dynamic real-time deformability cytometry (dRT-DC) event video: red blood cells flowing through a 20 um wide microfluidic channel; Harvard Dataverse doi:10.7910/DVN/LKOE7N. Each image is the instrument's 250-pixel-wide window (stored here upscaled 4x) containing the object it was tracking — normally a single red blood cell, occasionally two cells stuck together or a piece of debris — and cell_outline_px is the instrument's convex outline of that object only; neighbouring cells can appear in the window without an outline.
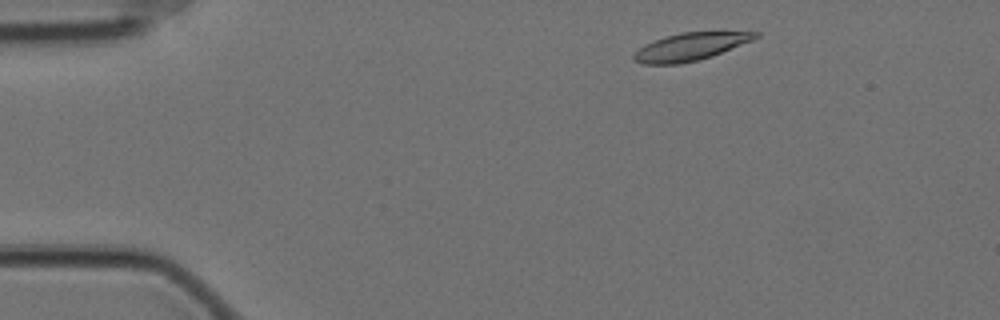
{"species": "Egyptian fruit bat (a non-hibernating species)", "species_latin": "Rousettus aegyptiacus", "temperature_condition": "cold", "stored_images_in_passage": 53, "camera_frame_rate_fps": 3000, "um_per_image_px": 0.085, "animal": {"sex": "female"}, "frame": {"image": 1, "passage_image": 4, "time_ms": 1.0, "image_size_px": [1000, 320], "cell_outline_px": [[760, 36], [752, 40], [712, 56], [700, 60], [680, 64], [644, 64], [632, 60], [632, 56], [644, 44], [664, 36], [680, 32], [760, 32]], "centroid_in_image_um": [58.64, 3.97], "position_along_channel_um": 26.4, "area_um2": 19.54}}
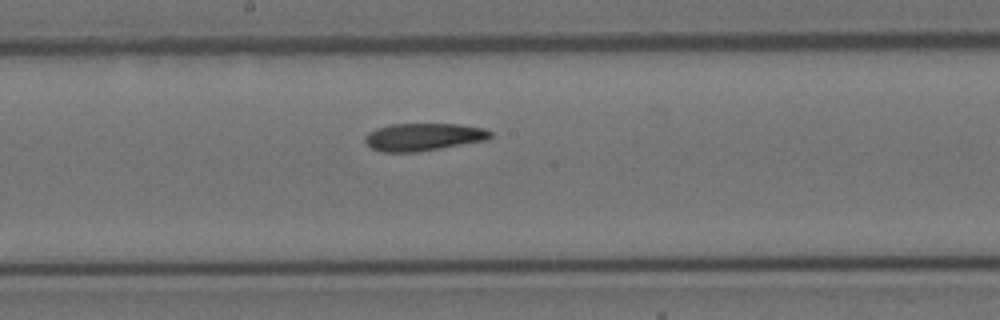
{"frame": {"image": 2, "passage_image": 26, "time_ms": 8.333, "image_size_px": [1000, 320], "cell_outline_px": [[492, 136], [488, 140], [416, 152], [380, 152], [372, 148], [364, 140], [364, 136], [368, 132], [376, 128], [388, 124], [460, 124], [484, 128], [492, 132]], "centroid_in_image_um": [35.98, 11.63], "position_along_channel_um": 212.2, "area_um2": 20.29}}
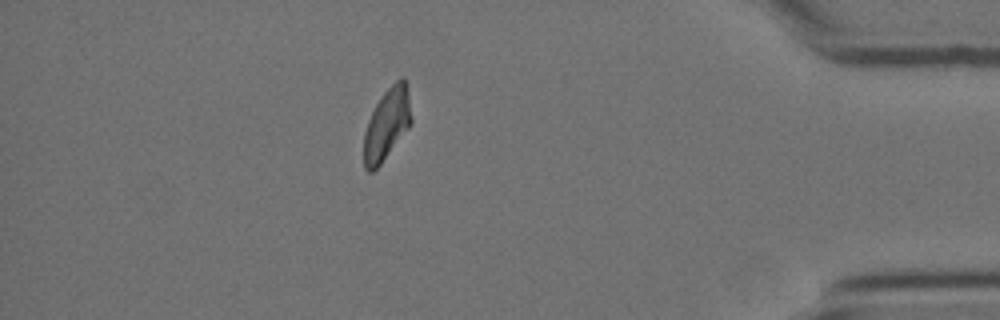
{"frame": {"image": 3, "passage_image": 46, "time_ms": 15.0, "image_size_px": [1000, 320], "cell_outline_px": [[412, 120], [408, 128], [380, 164], [372, 172], [368, 172], [364, 168], [364, 132], [368, 120], [380, 96], [400, 76], [404, 76]], "centroid_in_image_um": [32.86, 10.55], "position_along_channel_um": 402.3, "area_um2": 19.42}, "authors_computed_cell_mechanics": {"area_um2": 20.6346, "velocity_mm_per_s": 3.4751, "shape_relaxation_time_tau1_ms": null, "shape_relaxation_time_tau2_ms": 8.7525, "deformation_change_tau1": null, "deformation_change_tau2": 0.1697}}